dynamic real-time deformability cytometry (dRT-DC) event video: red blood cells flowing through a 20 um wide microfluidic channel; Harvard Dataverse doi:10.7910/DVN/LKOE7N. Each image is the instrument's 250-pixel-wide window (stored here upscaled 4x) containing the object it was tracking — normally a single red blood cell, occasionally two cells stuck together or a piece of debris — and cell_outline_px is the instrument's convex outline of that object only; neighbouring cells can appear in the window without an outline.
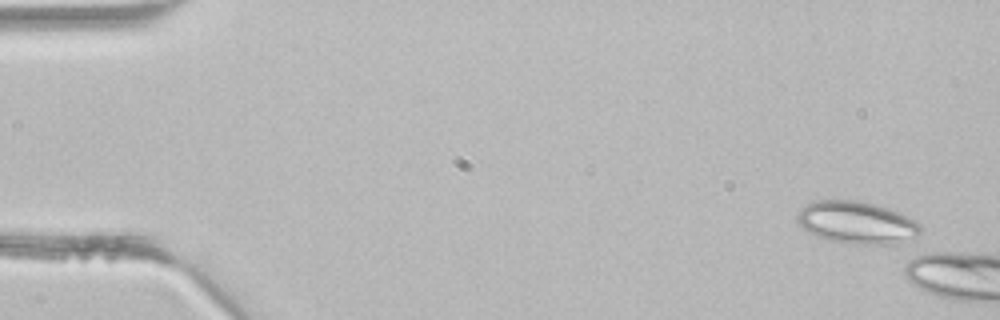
{"species": "common noctule bat (a hibernating species)", "species_latin": "Nyctalus noctula", "temperature_condition": "room temperature", "stored_images_in_passage": 5, "camera_frame_rate_fps": 3000, "um_per_image_px": 0.085, "animal": {"sex": "male", "body_mass_g": 21.5, "forearm_length_mm": 52.0}, "frame": {"image": 1, "passage_image": 1, "time_ms": 0.0, "image_size_px": [1000, 320], "cell_outline_px": [[920, 232], [916, 236], [896, 244], [856, 244], [828, 240], [816, 236], [808, 232], [796, 224], [796, 216], [800, 208], [816, 200], [860, 200], [876, 204], [900, 212], [916, 220], [920, 224]], "centroid_in_image_um": [72.8, 18.91], "position_along_channel_um": 12.2, "area_um2": 30.75}}